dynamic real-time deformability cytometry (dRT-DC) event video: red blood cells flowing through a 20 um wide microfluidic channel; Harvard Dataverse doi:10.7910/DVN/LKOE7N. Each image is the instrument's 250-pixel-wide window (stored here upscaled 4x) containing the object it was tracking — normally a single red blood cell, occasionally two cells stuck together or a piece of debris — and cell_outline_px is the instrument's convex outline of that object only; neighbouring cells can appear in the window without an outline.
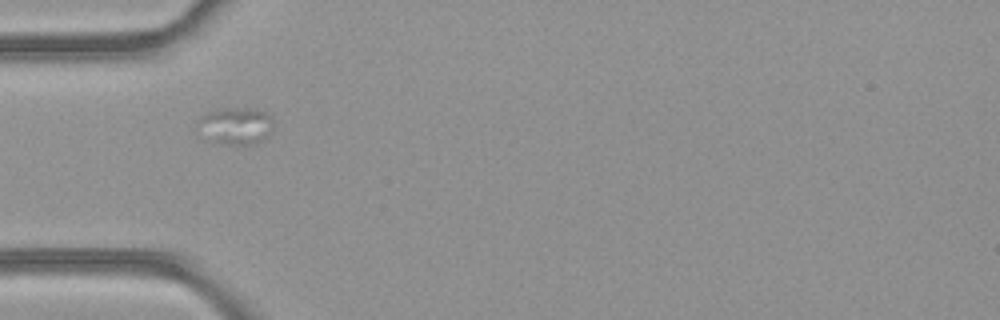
{"species": "common noctule bat (a hibernating species)", "species_latin": "Nyctalus noctula", "temperature_condition": "room temperature", "stored_images_in_passage": 22, "camera_frame_rate_fps": 3000, "um_per_image_px": 0.085, "animal": {"sex": "female", "body_mass_g": 21.9}, "frame": {"image": 1, "passage_image": 7, "time_ms": 2.0, "image_size_px": [1000, 320], "cell_outline_px": [[272, 128], [260, 140], [252, 144], [232, 144], [216, 140], [196, 132], [196, 124], [200, 116], [208, 112], [220, 108], [256, 108], [272, 116]], "centroid_in_image_um": [19.98, 10.64], "position_along_channel_um": 65.0, "area_um2": 16.07}}